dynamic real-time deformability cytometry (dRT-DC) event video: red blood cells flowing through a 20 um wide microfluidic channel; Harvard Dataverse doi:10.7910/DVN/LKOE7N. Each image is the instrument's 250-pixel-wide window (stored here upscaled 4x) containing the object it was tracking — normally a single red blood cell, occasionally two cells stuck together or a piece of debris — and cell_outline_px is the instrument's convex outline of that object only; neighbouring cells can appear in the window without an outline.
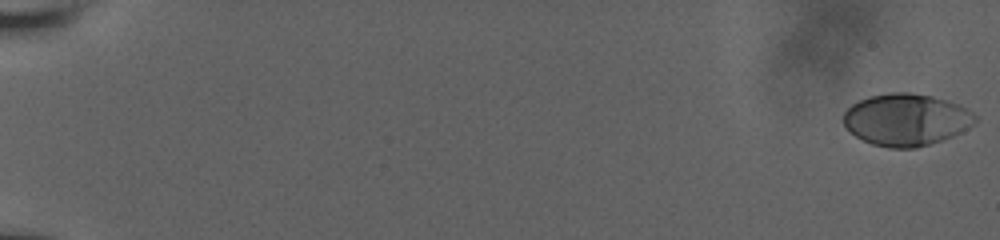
{"species": "human", "species_latin": "Homo sapiens", "temperature_condition": "room temperature", "stored_images_in_passage": 58, "camera_frame_rate_fps": 3000, "um_per_image_px": 0.085, "donor": {"sex": "male"}, "frame": {"image": 1, "passage_image": 1, "time_ms": 0.0, "image_size_px": [1000, 240], "cell_outline_px": [[976, 120], [972, 124], [960, 132], [952, 136], [916, 148], [888, 148], [872, 144], [856, 136], [844, 124], [844, 112], [852, 104], [868, 96], [892, 92], [908, 92], [932, 96], [948, 100], [960, 104], [968, 108], [976, 116]], "centroid_in_image_um": [77.03, 10.16], "position_along_channel_um": 8.0, "area_um2": 39.77}}
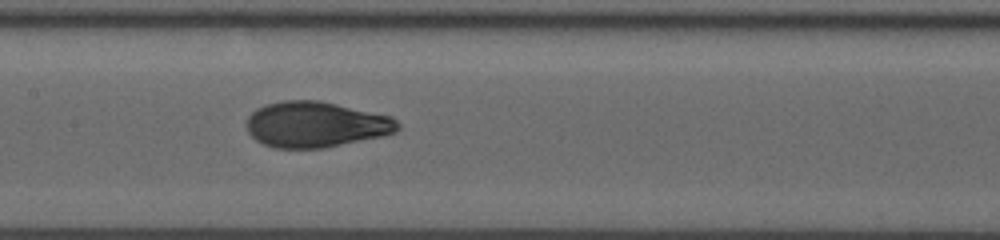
{"frame": {"image": 2, "passage_image": 32, "time_ms": 10.333, "image_size_px": [1000, 240], "cell_outline_px": [[400, 128], [396, 132], [384, 136], [324, 148], [272, 148], [256, 140], [248, 132], [248, 116], [256, 108], [264, 104], [284, 100], [316, 100], [336, 104], [392, 116], [400, 124]], "centroid_in_image_um": [26.86, 10.58], "position_along_channel_um": 180.5, "area_um2": 40.4}}
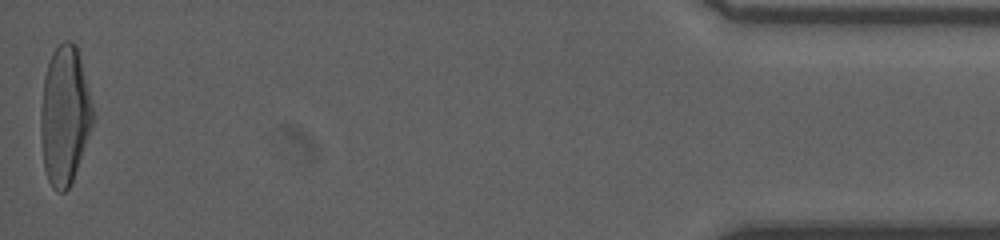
{"frame": {"image": 3, "passage_image": 58, "time_ms": 19.0, "image_size_px": [1000, 240], "cell_outline_px": [[96, 116], [92, 128], [72, 180], [68, 188], [64, 192], [56, 192], [52, 188], [48, 180], [44, 168], [40, 136], [40, 108], [44, 76], [52, 52], [64, 40], [72, 40], [76, 44]], "centroid_in_image_um": [5.49, 9.81], "position_along_channel_um": 429.7, "area_um2": 42.48}, "authors_computed_cell_mechanics": {"area_um2": 39.7086, "velocity_mm_per_s": 3.8279, "shape_relaxation_time_tau1_ms": 6.6201, "shape_relaxation_time_tau2_ms": null, "deformation_change_tau1": 0.2403, "deformation_change_tau2": null}}